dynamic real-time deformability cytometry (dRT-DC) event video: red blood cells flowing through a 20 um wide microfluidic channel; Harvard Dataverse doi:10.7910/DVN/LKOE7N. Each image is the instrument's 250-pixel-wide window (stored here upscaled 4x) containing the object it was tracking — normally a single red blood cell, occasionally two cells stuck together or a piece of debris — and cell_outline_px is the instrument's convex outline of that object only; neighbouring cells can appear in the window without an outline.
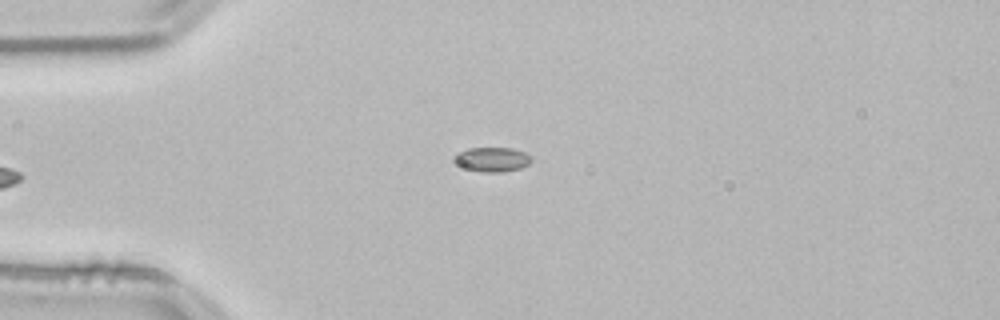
{"species": "common noctule bat (a hibernating species)", "species_latin": "Nyctalus noctula", "temperature_condition": "room temperature", "stored_images_in_passage": 37, "camera_frame_rate_fps": 3000, "um_per_image_px": 0.085, "animal": {"sex": "male", "body_mass_g": 21.5, "forearm_length_mm": 52.0}, "frame": {"image": 1, "passage_image": 1, "time_ms": 0.0, "image_size_px": [1000, 320], "cell_outline_px": [[532, 160], [528, 164], [520, 168], [500, 172], [484, 172], [468, 168], [456, 164], [456, 156], [460, 152], [468, 148], [512, 148], [524, 152], [532, 156]], "centroid_in_image_um": [41.9, 13.54], "position_along_channel_um": 43.1, "area_um2": 10.69}}
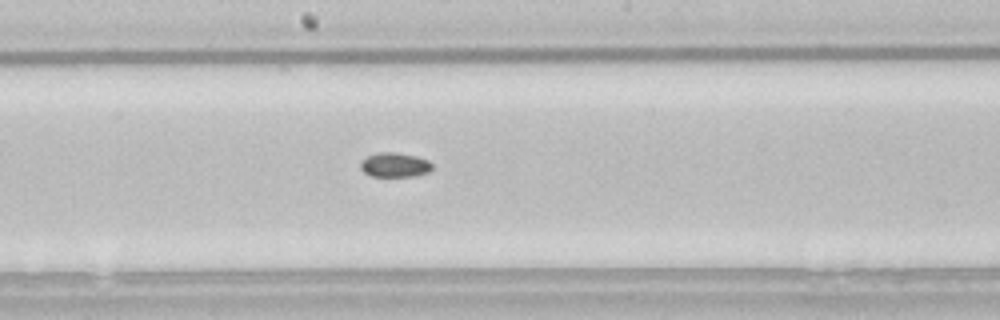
{"frame": {"image": 2, "passage_image": 16, "time_ms": 5.0, "image_size_px": [1000, 320], "cell_outline_px": [[432, 168], [428, 172], [412, 176], [372, 176], [364, 172], [360, 168], [360, 160], [368, 156], [380, 152], [396, 152], [416, 156], [428, 160], [432, 164]], "centroid_in_image_um": [33.54, 14.01], "position_along_channel_um": 214.7, "area_um2": 10.17}}
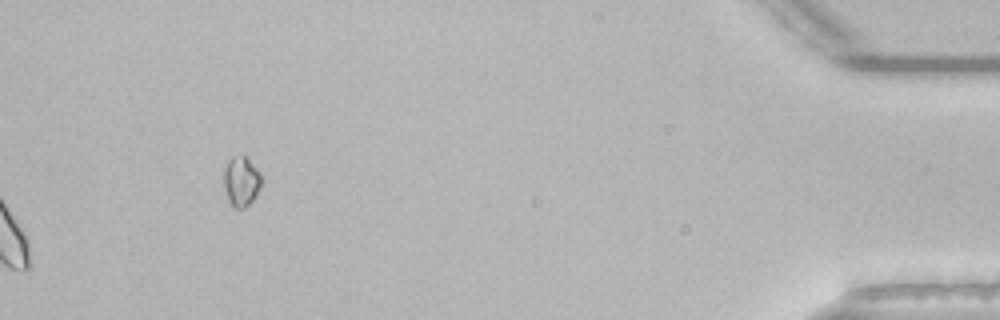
{"frame": {"image": 3, "passage_image": 37, "time_ms": 12.0, "image_size_px": [1000, 320], "cell_outline_px": [[264, 180], [256, 196], [244, 208], [232, 208], [228, 200], [224, 188], [224, 168], [228, 160], [232, 156], [240, 152], [244, 152], [260, 172]], "centroid_in_image_um": [20.52, 15.35], "position_along_channel_um": 414.7, "area_um2": 11.5}, "authors_computed_cell_mechanics": {"area_um2": 10.5196, "velocity_mm_per_s": 3.8363, "shape_relaxation_time_tau1_ms": 2.5613, "shape_relaxation_time_tau2_ms": null, "deformation_change_tau1": 0.0334, "deformation_change_tau2": null}}